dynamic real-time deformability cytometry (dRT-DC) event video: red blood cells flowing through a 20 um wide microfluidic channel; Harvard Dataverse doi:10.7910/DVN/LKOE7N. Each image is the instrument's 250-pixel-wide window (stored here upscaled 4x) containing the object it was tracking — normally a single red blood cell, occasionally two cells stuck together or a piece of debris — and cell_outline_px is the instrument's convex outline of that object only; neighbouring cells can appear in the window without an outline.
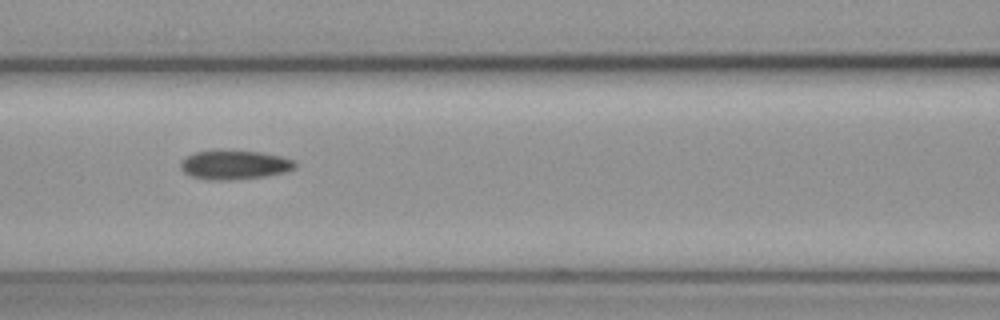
{"species": "common noctule bat (a hibernating species)", "species_latin": "Nyctalus noctula", "temperature_condition": "cold", "stored_images_in_passage": 15, "camera_frame_rate_fps": 3000, "um_per_image_px": 0.085, "animal": {"sex": "female", "body_mass_g": 19.3, "forearm_length_mm": 54.1}, "frame": {"image": 1, "passage_image": 7, "time_ms": 2.0, "image_size_px": [1000, 320], "cell_outline_px": [[296, 168], [284, 172], [264, 176], [228, 180], [216, 180], [192, 176], [184, 172], [180, 168], [180, 164], [188, 156], [196, 152], [260, 152], [280, 156], [296, 160]], "centroid_in_image_um": [19.99, 14.03], "position_along_channel_um": 146.6, "area_um2": 18.67}}